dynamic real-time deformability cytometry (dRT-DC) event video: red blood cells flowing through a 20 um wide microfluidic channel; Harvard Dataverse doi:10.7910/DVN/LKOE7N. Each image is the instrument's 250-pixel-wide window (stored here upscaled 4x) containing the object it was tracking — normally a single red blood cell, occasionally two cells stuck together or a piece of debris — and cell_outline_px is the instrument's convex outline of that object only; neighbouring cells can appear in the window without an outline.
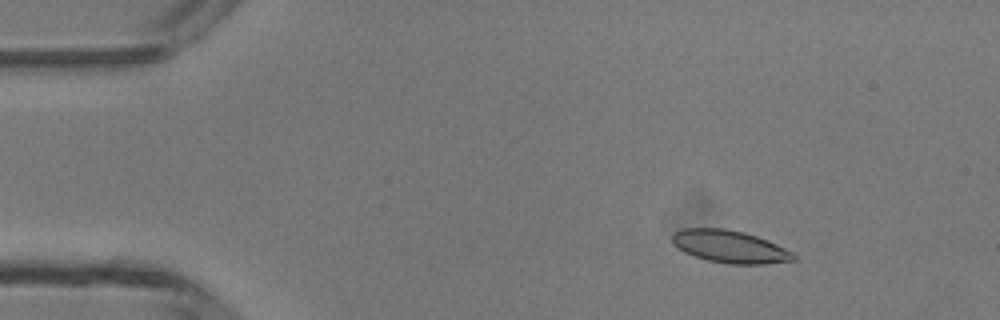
{"species": "common noctule bat (a hibernating species)", "species_latin": "Nyctalus noctula", "temperature_condition": "room temperature", "stored_images_in_passage": 4, "camera_frame_rate_fps": 3000, "um_per_image_px": 0.085, "animal": {"sex": "male", "body_mass_g": 13.3}, "frame": {"image": 1, "passage_image": 2, "time_ms": 1.333, "image_size_px": [1000, 320], "cell_outline_px": [[796, 260], [764, 264], [728, 264], [708, 260], [684, 252], [676, 248], [672, 244], [672, 232], [684, 228], [724, 228], [744, 232], [756, 236], [776, 244], [792, 252], [796, 256]], "centroid_in_image_um": [62.0, 20.96], "position_along_channel_um": 23.0, "area_um2": 23.0}}